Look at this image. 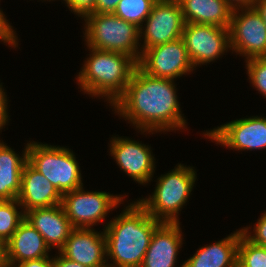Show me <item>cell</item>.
<instances>
[{"mask_svg":"<svg viewBox=\"0 0 266 267\" xmlns=\"http://www.w3.org/2000/svg\"><path fill=\"white\" fill-rule=\"evenodd\" d=\"M175 86L173 79L149 76L137 66L124 94L112 106L142 132L183 129L187 122Z\"/></svg>","mask_w":266,"mask_h":267,"instance_id":"obj_1","label":"cell"},{"mask_svg":"<svg viewBox=\"0 0 266 267\" xmlns=\"http://www.w3.org/2000/svg\"><path fill=\"white\" fill-rule=\"evenodd\" d=\"M160 223L138 202L126 206L104 227L107 260H113V264L107 263L108 267H141L154 230Z\"/></svg>","mask_w":266,"mask_h":267,"instance_id":"obj_2","label":"cell"},{"mask_svg":"<svg viewBox=\"0 0 266 267\" xmlns=\"http://www.w3.org/2000/svg\"><path fill=\"white\" fill-rule=\"evenodd\" d=\"M88 48L91 54L77 76L78 85L86 94L104 96L113 105L124 94L137 62L124 53Z\"/></svg>","mask_w":266,"mask_h":267,"instance_id":"obj_3","label":"cell"},{"mask_svg":"<svg viewBox=\"0 0 266 267\" xmlns=\"http://www.w3.org/2000/svg\"><path fill=\"white\" fill-rule=\"evenodd\" d=\"M84 18V36L88 47L124 53L139 62L142 55L141 49H138L139 27L113 13H91Z\"/></svg>","mask_w":266,"mask_h":267,"instance_id":"obj_4","label":"cell"},{"mask_svg":"<svg viewBox=\"0 0 266 267\" xmlns=\"http://www.w3.org/2000/svg\"><path fill=\"white\" fill-rule=\"evenodd\" d=\"M192 167L179 164L157 180L153 195L137 202L154 219L161 222H179V211L187 202L196 181Z\"/></svg>","mask_w":266,"mask_h":267,"instance_id":"obj_5","label":"cell"},{"mask_svg":"<svg viewBox=\"0 0 266 267\" xmlns=\"http://www.w3.org/2000/svg\"><path fill=\"white\" fill-rule=\"evenodd\" d=\"M28 162L61 194L83 186L75 154L69 148L30 142Z\"/></svg>","mask_w":266,"mask_h":267,"instance_id":"obj_6","label":"cell"},{"mask_svg":"<svg viewBox=\"0 0 266 267\" xmlns=\"http://www.w3.org/2000/svg\"><path fill=\"white\" fill-rule=\"evenodd\" d=\"M123 201V196L107 192H86L83 187L62 194L61 205L74 228H91L102 222L111 209Z\"/></svg>","mask_w":266,"mask_h":267,"instance_id":"obj_7","label":"cell"},{"mask_svg":"<svg viewBox=\"0 0 266 267\" xmlns=\"http://www.w3.org/2000/svg\"><path fill=\"white\" fill-rule=\"evenodd\" d=\"M234 9L229 26L230 50L246 59L266 57V25L253 7Z\"/></svg>","mask_w":266,"mask_h":267,"instance_id":"obj_8","label":"cell"},{"mask_svg":"<svg viewBox=\"0 0 266 267\" xmlns=\"http://www.w3.org/2000/svg\"><path fill=\"white\" fill-rule=\"evenodd\" d=\"M145 23V29H139L140 40L142 36V39L144 38L143 47L140 48L142 49L141 53L150 47L182 38L185 20L180 3L171 0H157Z\"/></svg>","mask_w":266,"mask_h":267,"instance_id":"obj_9","label":"cell"},{"mask_svg":"<svg viewBox=\"0 0 266 267\" xmlns=\"http://www.w3.org/2000/svg\"><path fill=\"white\" fill-rule=\"evenodd\" d=\"M137 65L149 76L173 80L194 69L182 38L146 49Z\"/></svg>","mask_w":266,"mask_h":267,"instance_id":"obj_10","label":"cell"},{"mask_svg":"<svg viewBox=\"0 0 266 267\" xmlns=\"http://www.w3.org/2000/svg\"><path fill=\"white\" fill-rule=\"evenodd\" d=\"M182 39L193 67L212 62L230 49L229 28L220 26L185 23Z\"/></svg>","mask_w":266,"mask_h":267,"instance_id":"obj_11","label":"cell"},{"mask_svg":"<svg viewBox=\"0 0 266 267\" xmlns=\"http://www.w3.org/2000/svg\"><path fill=\"white\" fill-rule=\"evenodd\" d=\"M204 136L216 144L233 150H253L266 148V118L250 117L236 119L213 130L206 131Z\"/></svg>","mask_w":266,"mask_h":267,"instance_id":"obj_12","label":"cell"},{"mask_svg":"<svg viewBox=\"0 0 266 267\" xmlns=\"http://www.w3.org/2000/svg\"><path fill=\"white\" fill-rule=\"evenodd\" d=\"M110 142V153L121 170L140 184L152 179L155 159L151 148L130 138L114 137Z\"/></svg>","mask_w":266,"mask_h":267,"instance_id":"obj_13","label":"cell"},{"mask_svg":"<svg viewBox=\"0 0 266 267\" xmlns=\"http://www.w3.org/2000/svg\"><path fill=\"white\" fill-rule=\"evenodd\" d=\"M59 252L87 267H108L106 236L93 228H74Z\"/></svg>","mask_w":266,"mask_h":267,"instance_id":"obj_14","label":"cell"},{"mask_svg":"<svg viewBox=\"0 0 266 267\" xmlns=\"http://www.w3.org/2000/svg\"><path fill=\"white\" fill-rule=\"evenodd\" d=\"M179 224L161 222L155 228L141 267H175L178 250L183 244Z\"/></svg>","mask_w":266,"mask_h":267,"instance_id":"obj_15","label":"cell"},{"mask_svg":"<svg viewBox=\"0 0 266 267\" xmlns=\"http://www.w3.org/2000/svg\"><path fill=\"white\" fill-rule=\"evenodd\" d=\"M17 200L25 213L33 208L61 204L62 194L27 161L22 170L21 189Z\"/></svg>","mask_w":266,"mask_h":267,"instance_id":"obj_16","label":"cell"},{"mask_svg":"<svg viewBox=\"0 0 266 267\" xmlns=\"http://www.w3.org/2000/svg\"><path fill=\"white\" fill-rule=\"evenodd\" d=\"M25 219L43 236L50 249L57 247L58 251L74 229L61 204L30 209L25 212Z\"/></svg>","mask_w":266,"mask_h":267,"instance_id":"obj_17","label":"cell"},{"mask_svg":"<svg viewBox=\"0 0 266 267\" xmlns=\"http://www.w3.org/2000/svg\"><path fill=\"white\" fill-rule=\"evenodd\" d=\"M50 250L43 236L24 219L6 242L7 264L48 257Z\"/></svg>","mask_w":266,"mask_h":267,"instance_id":"obj_18","label":"cell"},{"mask_svg":"<svg viewBox=\"0 0 266 267\" xmlns=\"http://www.w3.org/2000/svg\"><path fill=\"white\" fill-rule=\"evenodd\" d=\"M242 230H237L212 245L199 248L183 267H237L238 244Z\"/></svg>","mask_w":266,"mask_h":267,"instance_id":"obj_19","label":"cell"},{"mask_svg":"<svg viewBox=\"0 0 266 267\" xmlns=\"http://www.w3.org/2000/svg\"><path fill=\"white\" fill-rule=\"evenodd\" d=\"M185 23L229 28L233 8L225 0H180Z\"/></svg>","mask_w":266,"mask_h":267,"instance_id":"obj_20","label":"cell"},{"mask_svg":"<svg viewBox=\"0 0 266 267\" xmlns=\"http://www.w3.org/2000/svg\"><path fill=\"white\" fill-rule=\"evenodd\" d=\"M27 143L22 157L0 141V200L17 199L21 189V174L28 161Z\"/></svg>","mask_w":266,"mask_h":267,"instance_id":"obj_21","label":"cell"},{"mask_svg":"<svg viewBox=\"0 0 266 267\" xmlns=\"http://www.w3.org/2000/svg\"><path fill=\"white\" fill-rule=\"evenodd\" d=\"M156 1L120 0L113 14L127 22L135 24L139 28H144L142 27L143 22L147 19Z\"/></svg>","mask_w":266,"mask_h":267,"instance_id":"obj_22","label":"cell"},{"mask_svg":"<svg viewBox=\"0 0 266 267\" xmlns=\"http://www.w3.org/2000/svg\"><path fill=\"white\" fill-rule=\"evenodd\" d=\"M17 206L22 209L17 199L0 200V240L5 243L25 219V213L18 212Z\"/></svg>","mask_w":266,"mask_h":267,"instance_id":"obj_23","label":"cell"},{"mask_svg":"<svg viewBox=\"0 0 266 267\" xmlns=\"http://www.w3.org/2000/svg\"><path fill=\"white\" fill-rule=\"evenodd\" d=\"M237 267H266V247L252 243L241 234L238 244Z\"/></svg>","mask_w":266,"mask_h":267,"instance_id":"obj_24","label":"cell"},{"mask_svg":"<svg viewBox=\"0 0 266 267\" xmlns=\"http://www.w3.org/2000/svg\"><path fill=\"white\" fill-rule=\"evenodd\" d=\"M246 63L252 85L266 97V57L250 58Z\"/></svg>","mask_w":266,"mask_h":267,"instance_id":"obj_25","label":"cell"},{"mask_svg":"<svg viewBox=\"0 0 266 267\" xmlns=\"http://www.w3.org/2000/svg\"><path fill=\"white\" fill-rule=\"evenodd\" d=\"M254 226V234H251L248 231L250 227L242 228V234L252 243L266 247V212L262 214V216L258 219V222Z\"/></svg>","mask_w":266,"mask_h":267,"instance_id":"obj_26","label":"cell"},{"mask_svg":"<svg viewBox=\"0 0 266 267\" xmlns=\"http://www.w3.org/2000/svg\"><path fill=\"white\" fill-rule=\"evenodd\" d=\"M67 7L78 16L84 18L88 14L95 13L96 0H66Z\"/></svg>","mask_w":266,"mask_h":267,"instance_id":"obj_27","label":"cell"},{"mask_svg":"<svg viewBox=\"0 0 266 267\" xmlns=\"http://www.w3.org/2000/svg\"><path fill=\"white\" fill-rule=\"evenodd\" d=\"M4 13L0 10V40L4 41V43H8L14 48L18 46L17 44V36L12 29L10 23H8L6 18L4 17Z\"/></svg>","mask_w":266,"mask_h":267,"instance_id":"obj_28","label":"cell"},{"mask_svg":"<svg viewBox=\"0 0 266 267\" xmlns=\"http://www.w3.org/2000/svg\"><path fill=\"white\" fill-rule=\"evenodd\" d=\"M17 265V266H16ZM53 267V258L42 257L39 259L25 260L17 264H8V267Z\"/></svg>","mask_w":266,"mask_h":267,"instance_id":"obj_29","label":"cell"},{"mask_svg":"<svg viewBox=\"0 0 266 267\" xmlns=\"http://www.w3.org/2000/svg\"><path fill=\"white\" fill-rule=\"evenodd\" d=\"M120 0H96L95 13H113Z\"/></svg>","mask_w":266,"mask_h":267,"instance_id":"obj_30","label":"cell"},{"mask_svg":"<svg viewBox=\"0 0 266 267\" xmlns=\"http://www.w3.org/2000/svg\"><path fill=\"white\" fill-rule=\"evenodd\" d=\"M7 95H5L4 89H2V85H0V130L7 124L8 121V113H7Z\"/></svg>","mask_w":266,"mask_h":267,"instance_id":"obj_31","label":"cell"},{"mask_svg":"<svg viewBox=\"0 0 266 267\" xmlns=\"http://www.w3.org/2000/svg\"><path fill=\"white\" fill-rule=\"evenodd\" d=\"M58 254L59 257L56 256L53 258V267H87L64 257L60 252Z\"/></svg>","mask_w":266,"mask_h":267,"instance_id":"obj_32","label":"cell"},{"mask_svg":"<svg viewBox=\"0 0 266 267\" xmlns=\"http://www.w3.org/2000/svg\"><path fill=\"white\" fill-rule=\"evenodd\" d=\"M233 9L253 7L255 0H225ZM234 2V3H233Z\"/></svg>","mask_w":266,"mask_h":267,"instance_id":"obj_33","label":"cell"},{"mask_svg":"<svg viewBox=\"0 0 266 267\" xmlns=\"http://www.w3.org/2000/svg\"><path fill=\"white\" fill-rule=\"evenodd\" d=\"M254 7L260 13L266 25V0H255Z\"/></svg>","mask_w":266,"mask_h":267,"instance_id":"obj_34","label":"cell"},{"mask_svg":"<svg viewBox=\"0 0 266 267\" xmlns=\"http://www.w3.org/2000/svg\"><path fill=\"white\" fill-rule=\"evenodd\" d=\"M0 267H8L6 260V243L0 240Z\"/></svg>","mask_w":266,"mask_h":267,"instance_id":"obj_35","label":"cell"}]
</instances>
